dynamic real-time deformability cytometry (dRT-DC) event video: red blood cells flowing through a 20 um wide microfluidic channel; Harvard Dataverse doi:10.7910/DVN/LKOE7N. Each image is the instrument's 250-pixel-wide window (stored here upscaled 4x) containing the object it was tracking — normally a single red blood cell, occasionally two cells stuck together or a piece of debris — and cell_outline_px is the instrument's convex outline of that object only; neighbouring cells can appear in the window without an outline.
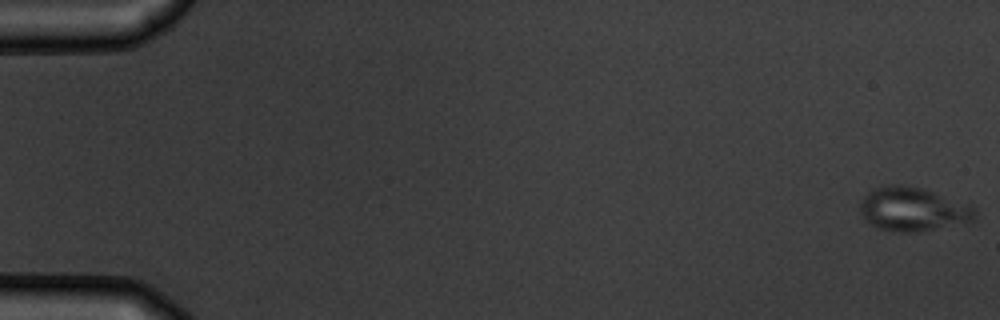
{"species": "common noctule bat (a hibernating species)", "species_latin": "Nyctalus noctula", "temperature_condition": "warm", "stored_images_in_passage": 6, "camera_frame_rate_fps": 3000, "um_per_image_px": 0.085, "animal": {"sex": "male", "body_mass_g": 19.5, "forearm_length_mm": 54.6}, "frame": {"image": 1, "passage_image": 1, "time_ms": 0.0, "image_size_px": [1000, 320], "cell_outline_px": [[976, 208], [972, 220], [920, 232], [892, 232], [880, 228], [872, 224], [860, 212], [860, 204], [864, 196], [868, 192], [876, 188], [892, 184], [904, 184], [920, 188], [968, 204]], "centroid_in_image_um": [77.56, 17.78], "position_along_channel_um": 7.4, "area_um2": 28.73}}